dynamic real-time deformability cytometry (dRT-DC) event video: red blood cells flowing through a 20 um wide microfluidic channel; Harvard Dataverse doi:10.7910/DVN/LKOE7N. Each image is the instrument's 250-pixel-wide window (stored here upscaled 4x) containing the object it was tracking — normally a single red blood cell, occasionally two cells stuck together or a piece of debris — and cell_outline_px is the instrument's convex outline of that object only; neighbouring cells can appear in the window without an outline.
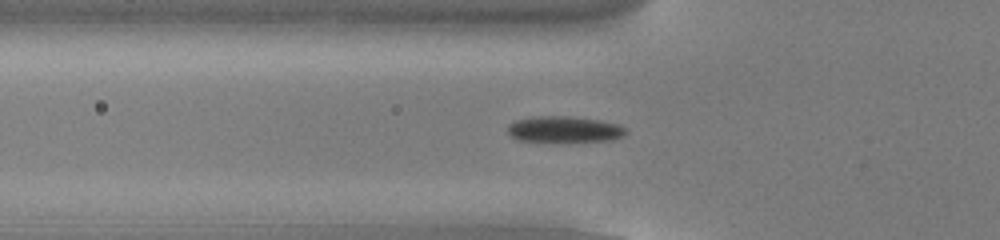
{"species": "common noctule bat (a hibernating species)", "species_latin": "Nyctalus noctula", "temperature_condition": "cold", "stored_images_in_passage": 45, "camera_frame_rate_fps": 3000, "um_per_image_px": 0.085, "animal": {"sex": "male", "body_mass_g": 13.0, "forearm_length_mm": 53.1}, "frame": {"image": 1, "passage_image": 10, "time_ms": 3.0, "image_size_px": [1000, 240], "cell_outline_px": [[628, 132], [624, 136], [612, 140], [516, 140], [508, 132], [508, 124], [516, 120], [536, 116], [568, 116], [600, 120], [620, 124]], "centroid_in_image_um": [47.99, 10.96], "position_along_channel_um": 77.8, "area_um2": 17.57}}
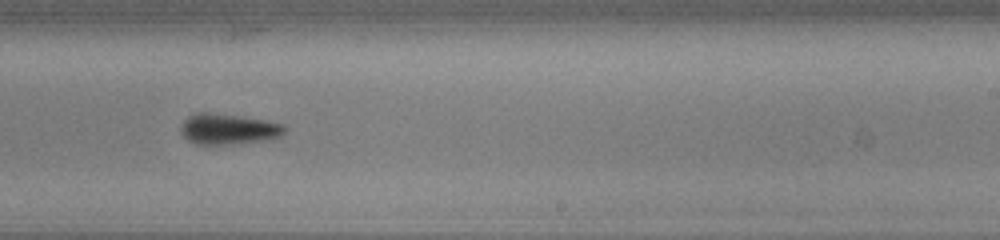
{"frame": {"image": 2, "passage_image": 25, "time_ms": 8.0, "image_size_px": [1000, 240], "cell_outline_px": [[288, 128], [280, 136], [272, 140], [232, 144], [196, 144], [188, 140], [180, 132], [180, 128], [184, 120], [188, 116], [196, 112], [208, 112], [240, 116], [268, 120], [284, 124]], "centroid_in_image_um": [19.45, 10.97], "position_along_channel_um": 269.6, "area_um2": 18.9}}
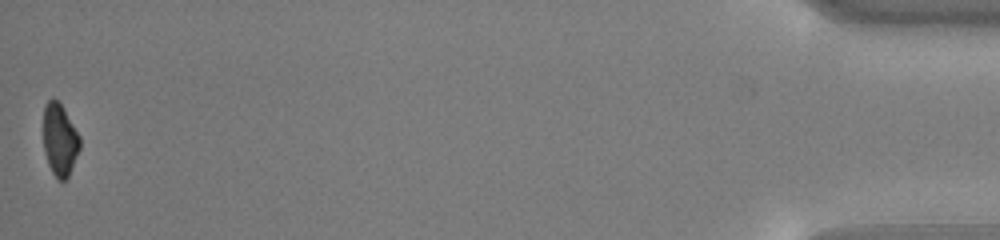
{"frame": {"image": 3, "passage_image": 45, "time_ms": 14.667, "image_size_px": [1000, 240], "cell_outline_px": [[80, 148], [68, 176], [64, 180], [60, 180], [52, 172], [48, 164], [44, 152], [44, 104], [52, 96], [64, 108], [80, 136]], "centroid_in_image_um": [5.08, 11.84], "position_along_channel_um": 430.1, "area_um2": 15.26}, "authors_computed_cell_mechanics": {"area_um2": 17.5712, "velocity_mm_per_s": 3.843, "shape_relaxation_time_tau1_ms": 1.7873, "shape_relaxation_time_tau2_ms": null, "deformation_change_tau1": 0.1078, "deformation_change_tau2": null}}